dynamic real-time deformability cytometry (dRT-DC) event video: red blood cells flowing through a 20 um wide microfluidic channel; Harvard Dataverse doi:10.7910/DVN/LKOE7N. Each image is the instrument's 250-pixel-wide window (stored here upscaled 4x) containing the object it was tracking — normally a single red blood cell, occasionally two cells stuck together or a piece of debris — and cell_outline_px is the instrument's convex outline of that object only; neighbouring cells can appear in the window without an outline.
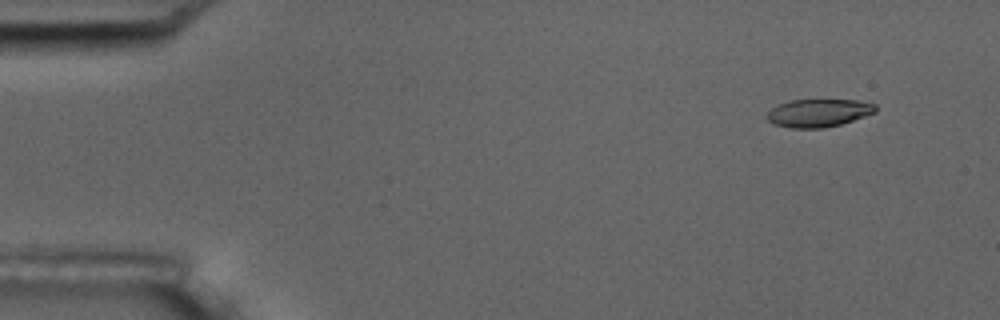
{"species": "common noctule bat (a hibernating species)", "species_latin": "Nyctalus noctula", "temperature_condition": "room temperature", "stored_images_in_passage": 6, "camera_frame_rate_fps": 3000, "um_per_image_px": 0.085, "animal": {"sex": "male", "body_mass_g": 17.5, "forearm_length_mm": 52.3}, "frame": {"image": 1, "passage_image": 2, "time_ms": 1.333, "image_size_px": [1000, 320], "cell_outline_px": [[876, 112], [840, 124], [824, 128], [792, 128], [772, 124], [764, 116], [772, 108], [780, 104], [792, 100], [856, 100], [876, 104]], "centroid_in_image_um": [69.55, 9.6], "position_along_channel_um": 15.5, "area_um2": 17.57}}
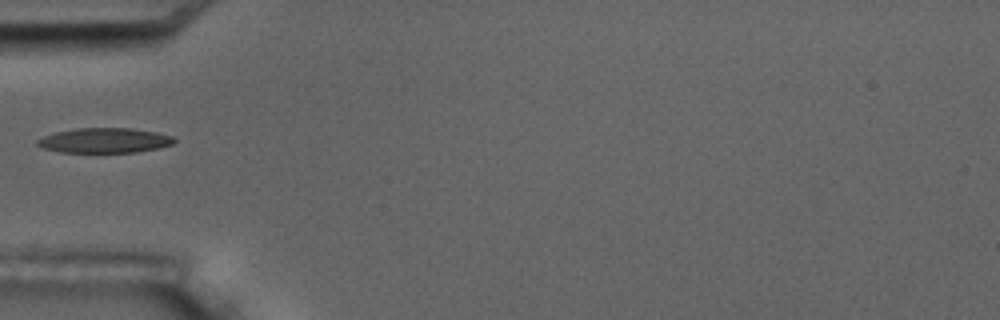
{"frame": {"image": 2, "passage_image": 6, "time_ms": 6.0, "image_size_px": [1000, 320], "cell_outline_px": [[176, 140], [172, 144], [160, 148], [136, 152], [60, 152], [44, 148], [36, 144], [36, 140], [44, 136], [56, 132], [76, 128], [128, 128], [156, 132], [172, 136]], "centroid_in_image_um": [8.89, 11.94], "position_along_channel_um": 76.1, "area_um2": 19.77}}